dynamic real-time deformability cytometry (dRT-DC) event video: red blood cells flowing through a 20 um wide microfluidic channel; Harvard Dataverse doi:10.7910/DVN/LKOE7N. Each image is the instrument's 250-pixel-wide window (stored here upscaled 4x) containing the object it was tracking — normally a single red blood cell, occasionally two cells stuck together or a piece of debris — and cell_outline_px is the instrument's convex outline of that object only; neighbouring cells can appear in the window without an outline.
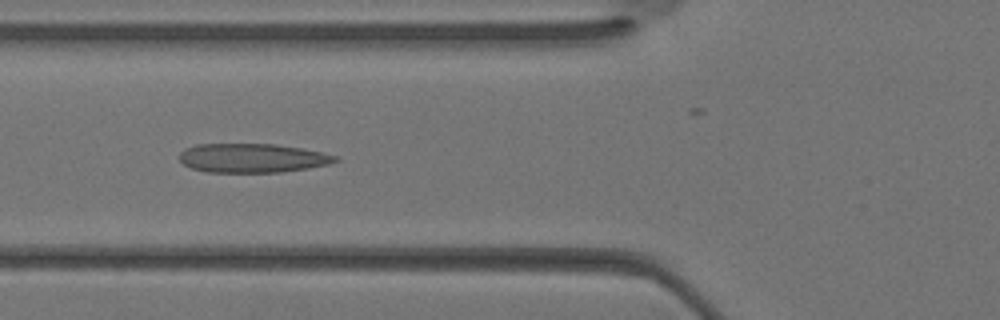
{"species": "Egyptian fruit bat (a non-hibernating species)", "species_latin": "Rousettus aegyptiacus", "temperature_condition": "warm", "stored_images_in_passage": 34, "camera_frame_rate_fps": 3000, "um_per_image_px": 0.085, "animal": {"sex": "female"}, "frame": {"image": 1, "passage_image": 12, "time_ms": 3.667, "image_size_px": [1000, 320], "cell_outline_px": [[340, 160], [328, 164], [308, 168], [280, 172], [208, 172], [192, 168], [184, 164], [180, 160], [180, 152], [184, 148], [196, 144], [276, 144], [304, 148], [324, 152], [340, 156]], "centroid_in_image_um": [21.5, 13.42], "position_along_channel_um": 104.3, "area_um2": 26.59}}
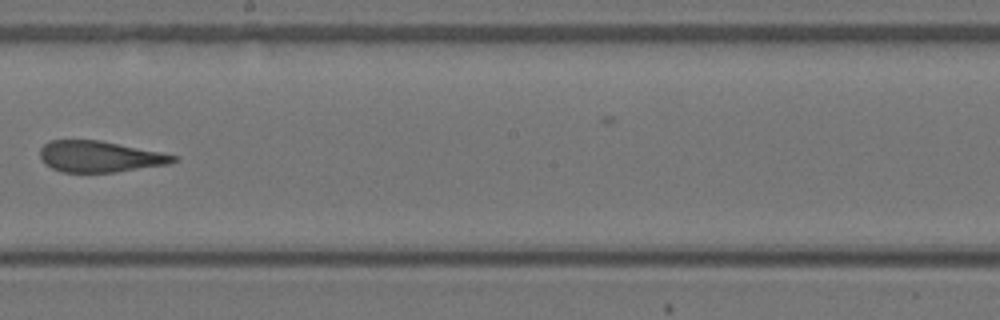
{"frame": {"image": 2, "passage_image": 19, "time_ms": 6.0, "image_size_px": [1000, 320], "cell_outline_px": [[180, 160], [168, 164], [116, 172], [60, 172], [44, 164], [40, 160], [40, 148], [44, 144], [52, 140], [100, 140], [180, 156]], "centroid_in_image_um": [8.48, 13.31], "position_along_channel_um": 239.7, "area_um2": 24.33}}
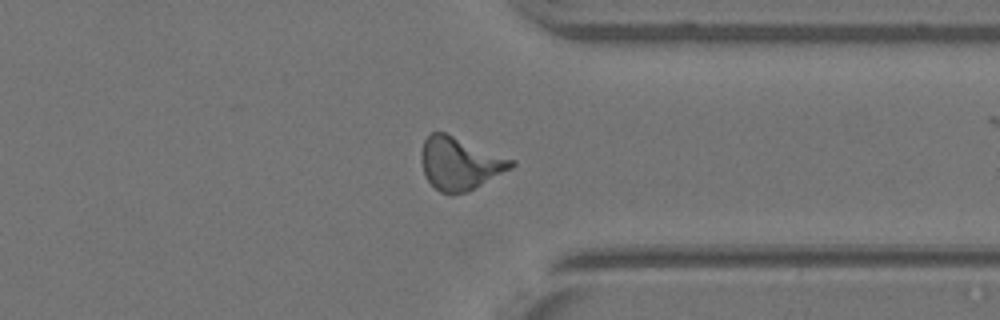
{"frame": {"image": 3, "passage_image": 26, "time_ms": 8.333, "image_size_px": [1000, 320], "cell_outline_px": [[516, 164], [512, 168], [468, 192], [452, 196], [448, 196], [440, 192], [428, 180], [424, 172], [420, 160], [420, 152], [424, 140], [432, 132], [444, 132], [516, 160]], "centroid_in_image_um": [39.09, 13.92], "position_along_channel_um": 372.3, "area_um2": 27.86}}